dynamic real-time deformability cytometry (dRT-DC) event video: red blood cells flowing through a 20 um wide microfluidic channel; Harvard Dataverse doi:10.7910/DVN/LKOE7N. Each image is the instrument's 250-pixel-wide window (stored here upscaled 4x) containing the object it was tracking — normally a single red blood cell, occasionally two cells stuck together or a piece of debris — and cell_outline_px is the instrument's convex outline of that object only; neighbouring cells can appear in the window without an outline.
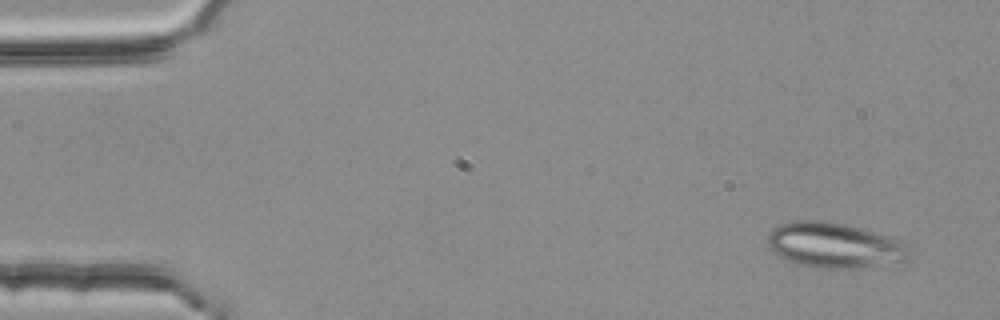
{"species": "common noctule bat (a hibernating species)", "species_latin": "Nyctalus noctula", "temperature_condition": "room temperature", "stored_images_in_passage": 4, "camera_frame_rate_fps": 3000, "um_per_image_px": 0.085, "animal": {"sex": "female", "body_mass_g": 25.1}, "frame": {"image": 1, "passage_image": 1, "time_ms": 0.0, "image_size_px": [1000, 320], "cell_outline_px": [[912, 256], [908, 260], [852, 268], [824, 268], [800, 264], [788, 260], [772, 252], [768, 244], [768, 236], [780, 224], [796, 220], [820, 220], [844, 224], [888, 236], [904, 244], [908, 248]], "centroid_in_image_um": [70.91, 20.84], "position_along_channel_um": 14.1, "area_um2": 36.59}}